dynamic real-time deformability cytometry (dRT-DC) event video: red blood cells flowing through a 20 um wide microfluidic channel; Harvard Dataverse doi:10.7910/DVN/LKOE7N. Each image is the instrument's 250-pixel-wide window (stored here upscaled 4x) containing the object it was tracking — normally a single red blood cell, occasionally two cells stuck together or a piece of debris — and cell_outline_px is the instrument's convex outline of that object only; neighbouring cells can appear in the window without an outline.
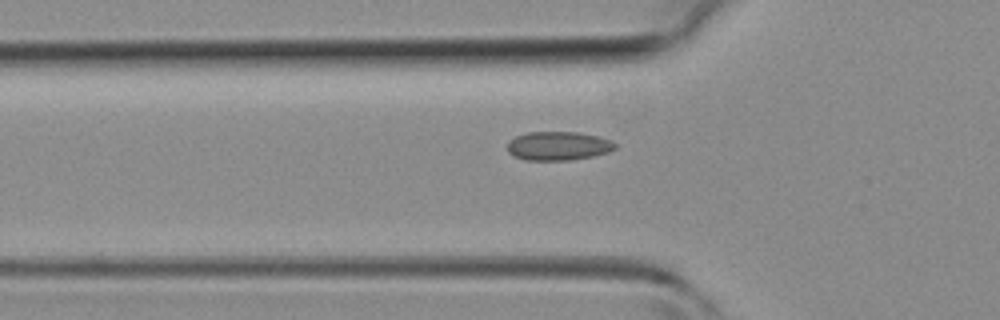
{"species": "common noctule bat (a hibernating species)", "species_latin": "Nyctalus noctula", "temperature_condition": "room temperature", "stored_images_in_passage": 30, "camera_frame_rate_fps": 3000, "um_per_image_px": 0.085, "animal": {"sex": "female", "body_mass_g": 19.3, "forearm_length_mm": 54.1}, "frame": {"image": 1, "passage_image": 2, "time_ms": 0.333, "image_size_px": [1000, 320], "cell_outline_px": [[616, 148], [608, 152], [592, 156], [572, 160], [524, 160], [512, 156], [508, 152], [508, 144], [516, 136], [528, 132], [576, 132], [600, 136], [612, 140], [616, 144]], "centroid_in_image_um": [47.47, 12.4], "position_along_channel_um": 78.3, "area_um2": 18.15}}
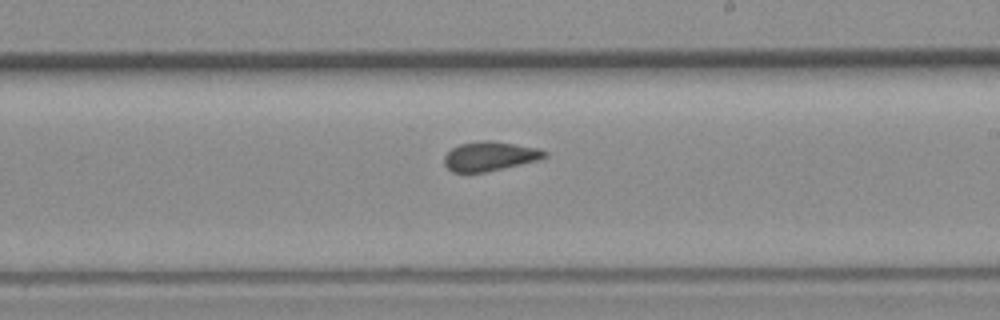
{"frame": {"image": 2, "passage_image": 13, "time_ms": 4.0, "image_size_px": [1000, 320], "cell_outline_px": [[544, 156], [532, 160], [484, 172], [452, 172], [444, 164], [444, 156], [452, 148], [460, 144], [484, 140], [492, 140], [536, 148], [544, 152]], "centroid_in_image_um": [41.49, 13.26], "position_along_channel_um": 247.5, "area_um2": 16.36}}
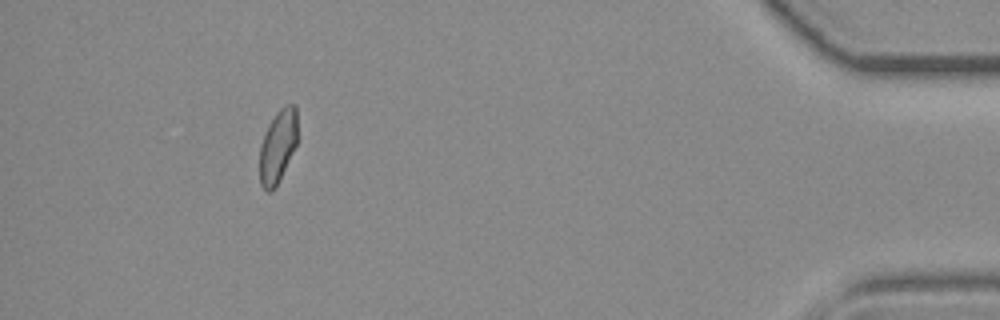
{"frame": {"image": 3, "passage_image": 28, "time_ms": 9.0, "image_size_px": [1000, 320], "cell_outline_px": [[296, 144], [276, 184], [268, 192], [260, 184], [260, 144], [276, 112], [284, 104], [296, 104]], "centroid_in_image_um": [23.6, 12.37], "position_along_channel_um": 411.6, "area_um2": 15.37}}